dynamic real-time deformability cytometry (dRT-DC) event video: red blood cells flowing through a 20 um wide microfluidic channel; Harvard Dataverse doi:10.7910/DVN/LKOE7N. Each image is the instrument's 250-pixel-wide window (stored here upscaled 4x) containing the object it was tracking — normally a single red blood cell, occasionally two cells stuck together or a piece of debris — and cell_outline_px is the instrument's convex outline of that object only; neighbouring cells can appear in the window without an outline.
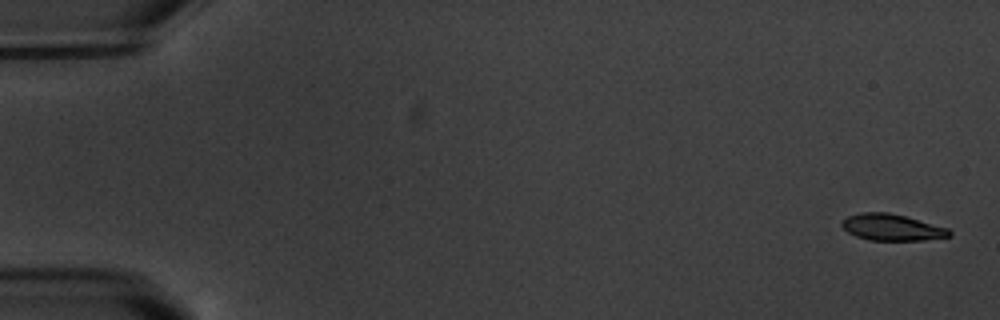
{"species": "common noctule bat (a hibernating species)", "species_latin": "Nyctalus noctula", "temperature_condition": "warm", "stored_images_in_passage": 5, "camera_frame_rate_fps": 3000, "um_per_image_px": 0.085, "animal": {"sex": "male", "body_mass_g": 20.1, "forearm_length_mm": 53.5}, "frame": {"image": 1, "passage_image": 1, "time_ms": 0.0, "image_size_px": [1000, 320], "cell_outline_px": [[952, 236], [924, 240], [868, 240], [856, 236], [848, 232], [840, 224], [840, 220], [848, 216], [860, 212], [888, 212], [904, 216], [948, 228], [952, 232]], "centroid_in_image_um": [75.79, 19.32], "position_along_channel_um": 9.2, "area_um2": 16.59}}
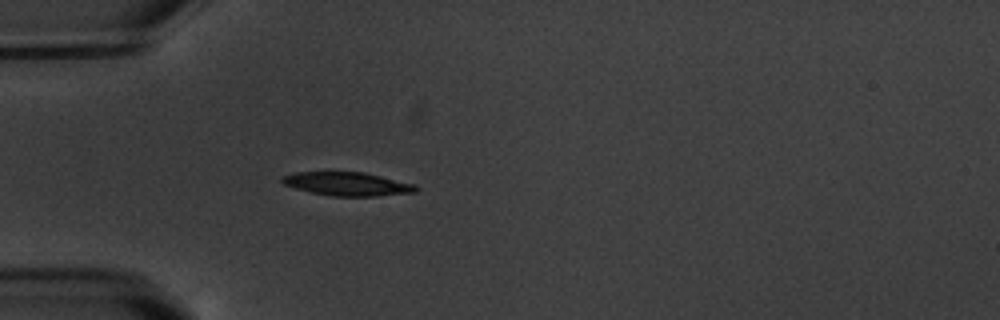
{"frame": {"image": 2, "passage_image": 5, "time_ms": 5.333, "image_size_px": [1000, 320], "cell_outline_px": [[420, 188], [416, 192], [376, 196], [332, 196], [312, 192], [296, 188], [284, 184], [280, 180], [280, 176], [296, 172], [364, 172], [416, 184]], "centroid_in_image_um": [29.55, 15.63], "position_along_channel_um": 55.4, "area_um2": 18.38}}